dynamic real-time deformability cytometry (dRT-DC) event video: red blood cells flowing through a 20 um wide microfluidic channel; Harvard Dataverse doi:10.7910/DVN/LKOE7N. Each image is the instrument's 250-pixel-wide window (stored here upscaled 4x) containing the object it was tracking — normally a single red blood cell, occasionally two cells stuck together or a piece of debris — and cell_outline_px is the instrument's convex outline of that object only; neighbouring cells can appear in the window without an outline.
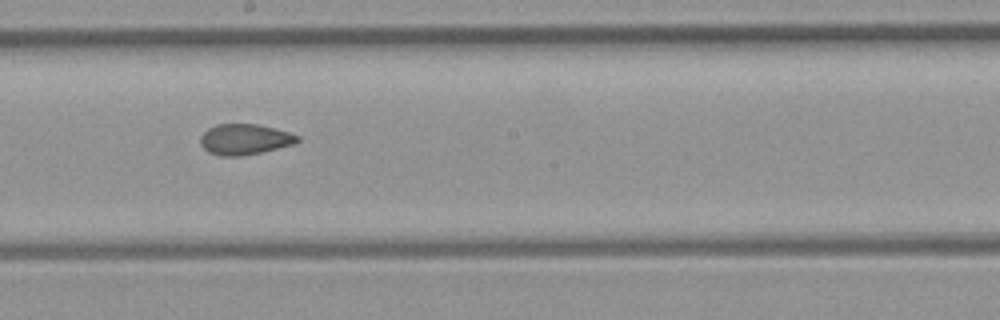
{"species": "common noctule bat (a hibernating species)", "species_latin": "Nyctalus noctula", "temperature_condition": "room temperature", "stored_images_in_passage": 14, "camera_frame_rate_fps": 3000, "um_per_image_px": 0.085, "animal": {"sex": "female", "body_mass_g": 21.9}, "frame": {"image": 1, "passage_image": 8, "time_ms": 9.0, "image_size_px": [1000, 320], "cell_outline_px": [[300, 140], [296, 144], [260, 152], [240, 156], [220, 156], [208, 152], [200, 144], [200, 136], [208, 128], [216, 124], [256, 124], [288, 132], [300, 136]], "centroid_in_image_um": [20.79, 11.85], "position_along_channel_um": 227.4, "area_um2": 17.34}}
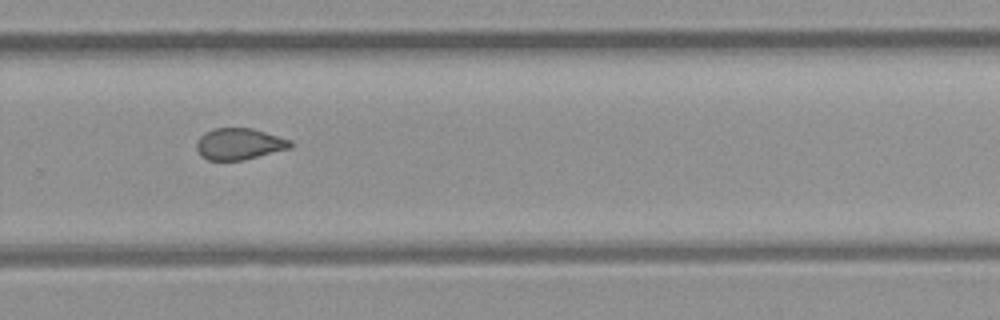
{"frame": {"image": 2, "passage_image": 10, "time_ms": 11.0, "image_size_px": [1000, 320], "cell_outline_px": [[292, 148], [244, 160], [208, 160], [200, 156], [196, 148], [196, 144], [200, 136], [204, 132], [212, 128], [252, 128], [292, 140]], "centroid_in_image_um": [20.33, 12.23], "position_along_channel_um": 309.5, "area_um2": 17.4}}